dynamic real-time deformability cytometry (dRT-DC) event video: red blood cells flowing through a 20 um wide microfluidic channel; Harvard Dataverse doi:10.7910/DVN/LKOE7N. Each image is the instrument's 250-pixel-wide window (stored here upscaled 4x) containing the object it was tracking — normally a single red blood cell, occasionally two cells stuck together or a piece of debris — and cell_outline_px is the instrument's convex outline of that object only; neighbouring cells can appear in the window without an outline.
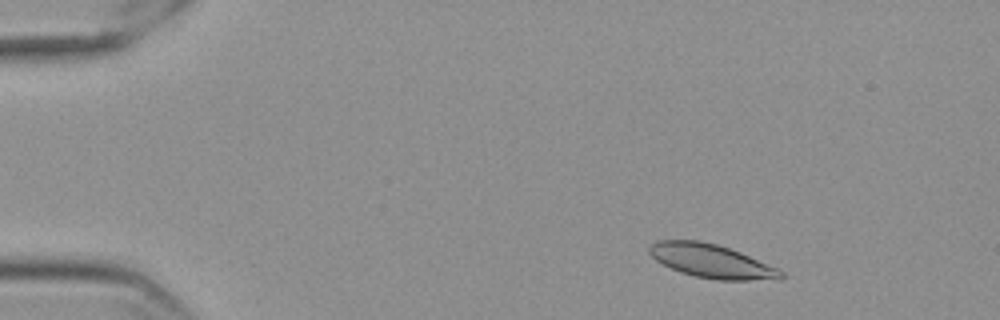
{"species": "Egyptian fruit bat (a non-hibernating species)", "species_latin": "Rousettus aegyptiacus", "temperature_condition": "cold", "stored_images_in_passage": 54, "camera_frame_rate_fps": 3000, "um_per_image_px": 0.085, "frame": {"image": 1, "passage_image": 5, "time_ms": 1.333, "image_size_px": [1000, 320], "cell_outline_px": [[784, 276], [780, 280], [716, 280], [696, 276], [680, 272], [656, 260], [648, 252], [648, 248], [656, 240], [700, 240], [716, 244], [740, 252], [776, 268], [784, 272]], "centroid_in_image_um": [60.48, 22.19], "position_along_channel_um": 24.5, "area_um2": 25.66}}
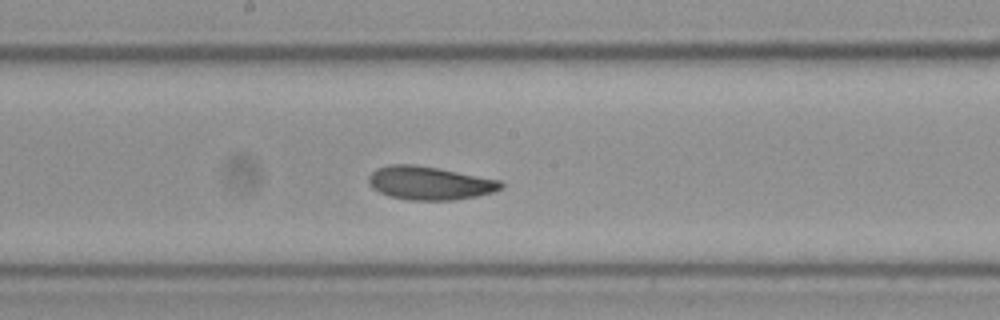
{"frame": {"image": 2, "passage_image": 28, "time_ms": 9.0, "image_size_px": [1000, 320], "cell_outline_px": [[504, 188], [492, 192], [476, 196], [452, 200], [408, 200], [388, 196], [372, 188], [368, 184], [368, 176], [376, 168], [392, 164], [412, 164], [436, 168], [500, 180], [504, 184]], "centroid_in_image_um": [36.48, 15.57], "position_along_channel_um": 211.7, "area_um2": 25.66}}
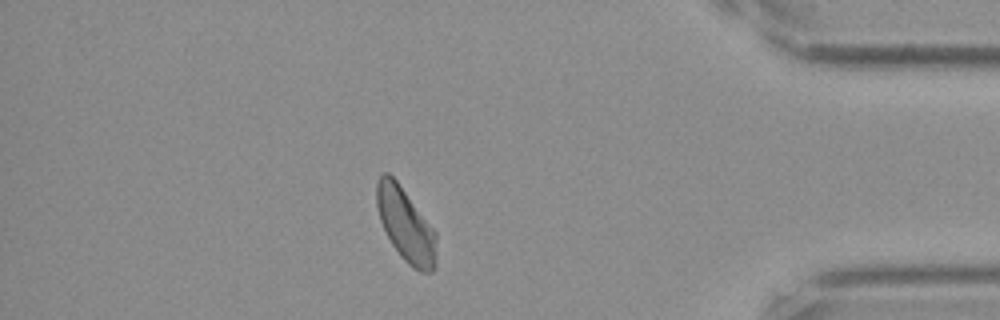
{"frame": {"image": 3, "passage_image": 47, "time_ms": 15.333, "image_size_px": [1000, 320], "cell_outline_px": [[436, 240], [432, 272], [420, 272], [412, 268], [400, 256], [392, 244], [380, 220], [376, 204], [376, 180], [384, 172], [388, 172], [396, 180], [436, 232]], "centroid_in_image_um": [34.45, 19.09], "position_along_channel_um": 400.8, "area_um2": 25.14}, "authors_computed_cell_mechanics": {"area_um2": 25.6632, "velocity_mm_per_s": 3.532, "shape_relaxation_time_tau1_ms": 5.0178, "shape_relaxation_time_tau2_ms": 3.0007, "deformation_change_tau1": 0.1111, "deformation_change_tau2": 0.0909}}